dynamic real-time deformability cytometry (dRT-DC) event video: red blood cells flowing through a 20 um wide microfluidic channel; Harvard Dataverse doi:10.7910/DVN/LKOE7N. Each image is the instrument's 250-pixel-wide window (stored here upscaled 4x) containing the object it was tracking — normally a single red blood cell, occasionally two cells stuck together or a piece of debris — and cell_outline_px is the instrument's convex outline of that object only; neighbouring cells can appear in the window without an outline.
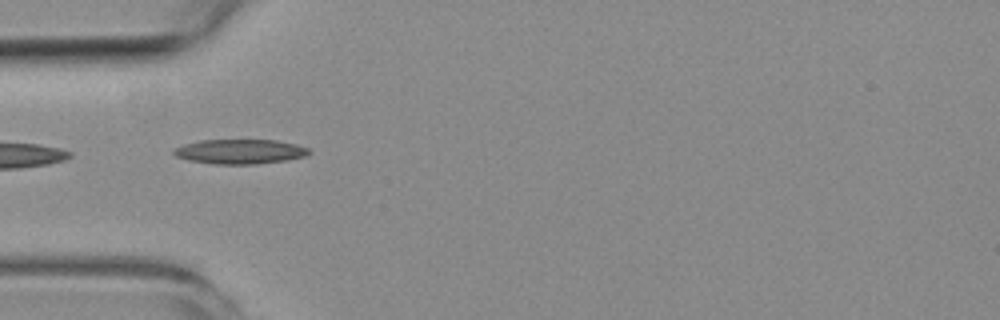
{"species": "common noctule bat (a hibernating species)", "species_latin": "Nyctalus noctula", "temperature_condition": "room temperature", "stored_images_in_passage": 6, "camera_frame_rate_fps": 3000, "um_per_image_px": 0.085, "animal": {"sex": "female", "body_mass_g": 19.3, "forearm_length_mm": 54.1}, "frame": {"image": 1, "passage_image": 1, "time_ms": 0.0, "image_size_px": [1000, 320], "cell_outline_px": [[312, 152], [308, 156], [288, 160], [256, 164], [212, 164], [188, 160], [176, 156], [172, 152], [176, 148], [184, 144], [200, 140], [276, 140], [296, 144], [308, 148]], "centroid_in_image_um": [20.44, 12.89], "position_along_channel_um": 64.6, "area_um2": 19.54}}
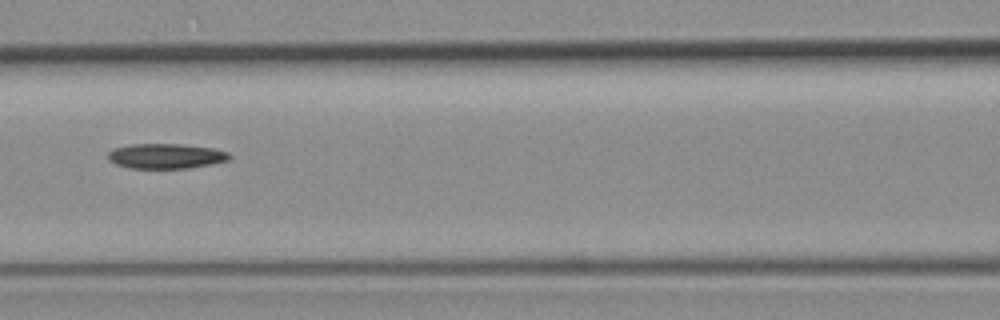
{"frame": {"image": 2, "passage_image": 3, "time_ms": 2.333, "image_size_px": [1000, 320], "cell_outline_px": [[232, 156], [228, 160], [212, 164], [188, 168], [128, 168], [116, 164], [108, 160], [108, 152], [112, 148], [128, 144], [180, 144], [212, 148], [228, 152]], "centroid_in_image_um": [14.07, 13.26], "position_along_channel_um": 152.5, "area_um2": 17.8}}
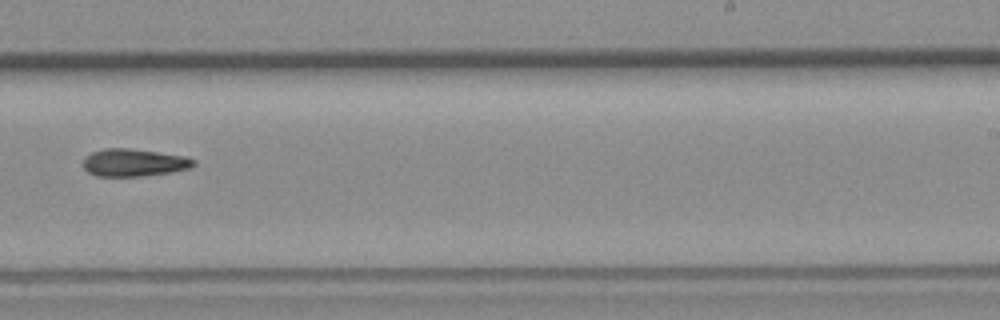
{"frame": {"image": 3, "passage_image": 6, "time_ms": 5.667, "image_size_px": [1000, 320], "cell_outline_px": [[196, 164], [192, 168], [168, 172], [140, 176], [96, 176], [88, 172], [84, 168], [84, 160], [92, 152], [104, 148], [128, 148], [184, 156], [196, 160]], "centroid_in_image_um": [11.4, 13.82], "position_along_channel_um": 277.6, "area_um2": 17.51}}